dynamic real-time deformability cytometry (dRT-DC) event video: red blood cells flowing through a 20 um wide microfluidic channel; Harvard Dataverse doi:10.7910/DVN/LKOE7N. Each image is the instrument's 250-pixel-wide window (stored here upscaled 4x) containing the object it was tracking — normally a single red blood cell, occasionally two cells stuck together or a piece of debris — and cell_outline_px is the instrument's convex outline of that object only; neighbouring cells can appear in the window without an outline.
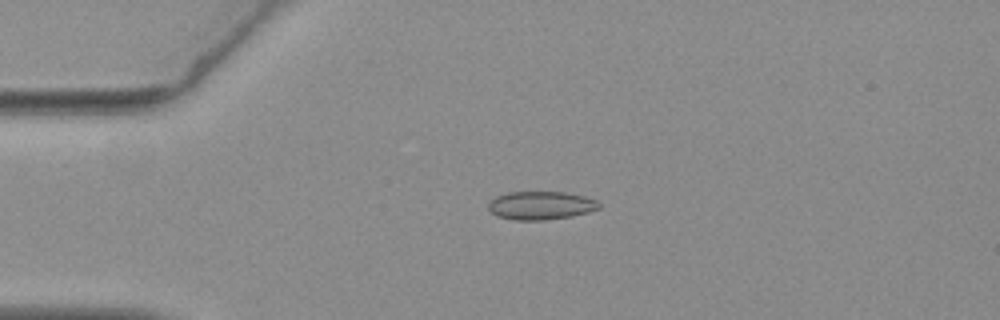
{"species": "common noctule bat (a hibernating species)", "species_latin": "Nyctalus noctula", "temperature_condition": "warm", "stored_images_in_passage": 43, "camera_frame_rate_fps": 3000, "um_per_image_px": 0.085, "animal": {"sex": "female", "body_mass_g": 19.3, "forearm_length_mm": 54.1}, "frame": {"image": 1, "passage_image": 1, "time_ms": 0.0, "image_size_px": [1000, 320], "cell_outline_px": [[600, 208], [588, 212], [572, 216], [544, 220], [512, 220], [496, 216], [488, 208], [488, 200], [496, 196], [508, 192], [564, 192], [584, 196], [596, 200], [600, 204]], "centroid_in_image_um": [45.93, 17.46], "position_along_channel_um": 39.1, "area_um2": 18.38}}
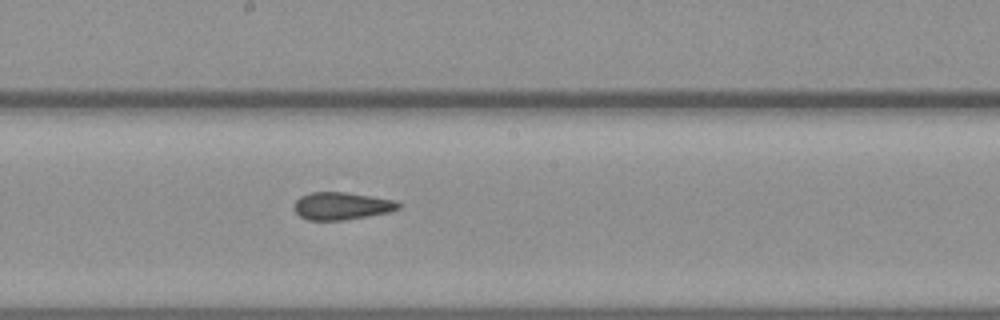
{"frame": {"image": 2, "passage_image": 18, "time_ms": 5.667, "image_size_px": [1000, 320], "cell_outline_px": [[400, 208], [388, 212], [368, 216], [344, 220], [308, 220], [300, 216], [292, 208], [296, 200], [300, 196], [312, 192], [344, 192], [372, 196], [396, 200], [400, 204]], "centroid_in_image_um": [29.02, 17.5], "position_along_channel_um": 219.2, "area_um2": 16.76}}
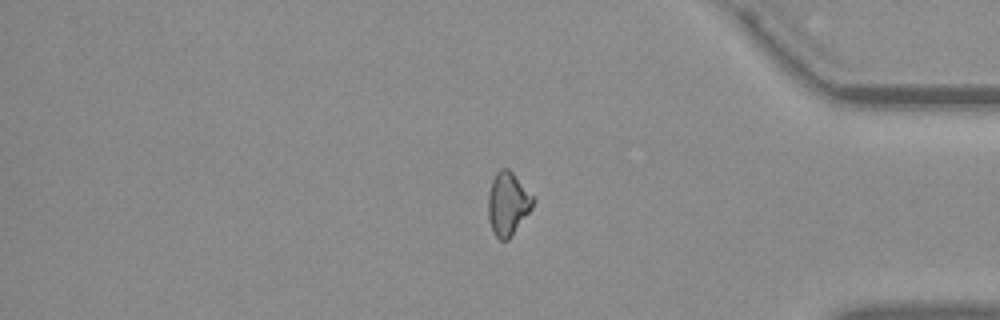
{"frame": {"image": 3, "passage_image": 34, "time_ms": 11.0, "image_size_px": [1000, 320], "cell_outline_px": [[536, 200], [532, 208], [508, 240], [500, 240], [492, 232], [488, 216], [488, 196], [492, 180], [496, 172], [500, 168], [508, 168], [512, 172]], "centroid_in_image_um": [43.15, 17.32], "position_along_channel_um": 392.0, "area_um2": 16.42}, "authors_computed_cell_mechanics": {"area_um2": 16.9932, "velocity_mm_per_s": 3.7106, "shape_relaxation_time_tau1_ms": null, "shape_relaxation_time_tau2_ms": 1.9938, "deformation_change_tau1": null, "deformation_change_tau2": 0.0827}}